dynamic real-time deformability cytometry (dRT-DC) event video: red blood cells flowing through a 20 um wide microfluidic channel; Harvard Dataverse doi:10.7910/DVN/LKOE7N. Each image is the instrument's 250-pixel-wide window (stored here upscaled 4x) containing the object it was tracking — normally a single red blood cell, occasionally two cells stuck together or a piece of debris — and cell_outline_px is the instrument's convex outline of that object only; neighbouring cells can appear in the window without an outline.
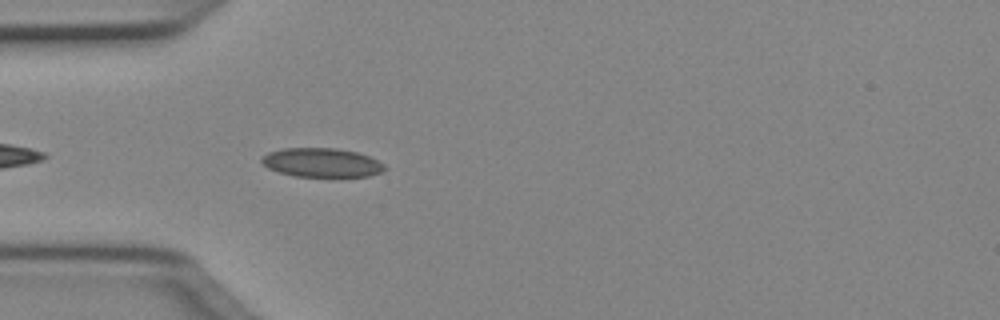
{"species": "Egyptian fruit bat (a non-hibernating species)", "species_latin": "Rousettus aegyptiacus", "temperature_condition": "cold", "stored_images_in_passage": 34, "camera_frame_rate_fps": 3000, "um_per_image_px": 0.085, "animal": {"sex": "female"}, "frame": {"image": 1, "passage_image": 3, "time_ms": 0.667, "image_size_px": [1000, 320], "cell_outline_px": [[388, 168], [384, 172], [368, 176], [292, 176], [268, 168], [260, 160], [268, 152], [284, 148], [336, 148], [356, 152], [368, 156], [384, 164]], "centroid_in_image_um": [27.37, 13.82], "position_along_channel_um": 57.6, "area_um2": 20.69}}
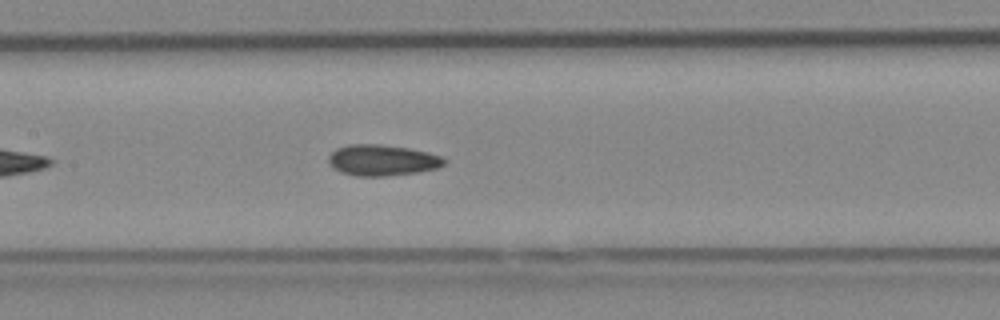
{"frame": {"image": 2, "passage_image": 12, "time_ms": 3.667, "image_size_px": [1000, 320], "cell_outline_px": [[448, 160], [444, 164], [436, 168], [416, 172], [384, 176], [356, 176], [340, 172], [328, 164], [328, 156], [336, 148], [348, 144], [380, 144], [408, 148], [428, 152], [440, 156]], "centroid_in_image_um": [32.45, 13.61], "position_along_channel_um": 174.9, "area_um2": 20.92}}
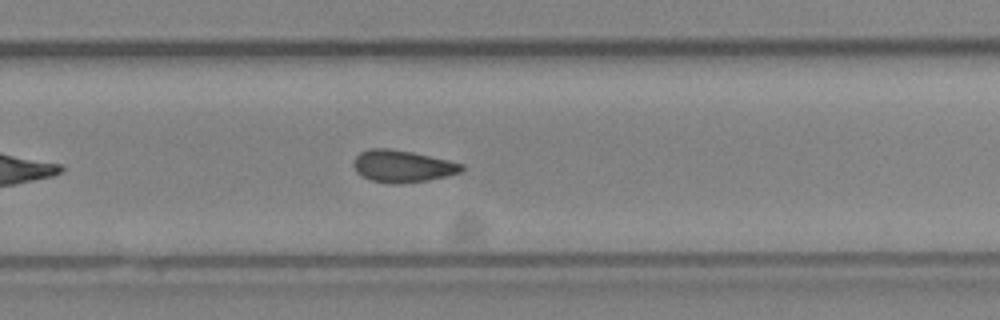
{"frame": {"image": 3, "passage_image": 21, "time_ms": 6.667, "image_size_px": [1000, 320], "cell_outline_px": [[464, 168], [460, 172], [448, 176], [428, 180], [396, 184], [392, 184], [372, 180], [356, 172], [352, 164], [356, 156], [360, 152], [372, 148], [388, 148], [412, 152], [448, 160], [464, 164]], "centroid_in_image_um": [34.21, 14.12], "position_along_channel_um": 295.6, "area_um2": 20.11}, "authors_computed_cell_mechanics": {"area_um2": 20.0855, "velocity_mm_per_s": 4.0402, "shape_relaxation_time_tau1_ms": null, "shape_relaxation_time_tau2_ms": 3.5227, "deformation_change_tau1": null, "deformation_change_tau2": 0.0859}}